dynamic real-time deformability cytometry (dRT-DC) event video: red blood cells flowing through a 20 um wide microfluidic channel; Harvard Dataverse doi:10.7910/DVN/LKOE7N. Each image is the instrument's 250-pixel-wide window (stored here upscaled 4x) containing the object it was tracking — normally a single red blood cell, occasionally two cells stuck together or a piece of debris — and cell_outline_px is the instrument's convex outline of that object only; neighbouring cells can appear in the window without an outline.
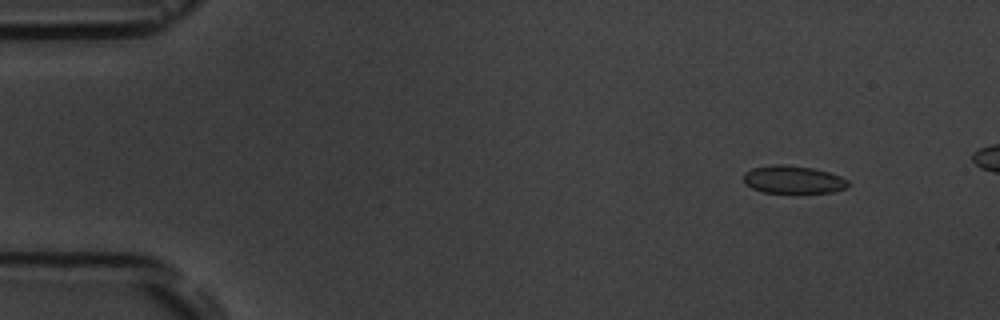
{"species": "common noctule bat (a hibernating species)", "species_latin": "Nyctalus noctula", "temperature_condition": "room temperature", "stored_images_in_passage": 4, "camera_frame_rate_fps": 3000, "um_per_image_px": 0.085, "animal": {"sex": "male", "body_mass_g": 19.5, "forearm_length_mm": 54.6}, "frame": {"image": 1, "passage_image": 1, "time_ms": 0.0, "image_size_px": [1000, 320], "cell_outline_px": [[848, 184], [844, 188], [832, 192], [764, 192], [752, 188], [744, 184], [744, 172], [752, 168], [772, 164], [780, 164], [812, 168], [828, 172], [840, 176], [848, 180]], "centroid_in_image_um": [67.37, 15.25], "position_along_channel_um": 17.6, "area_um2": 16.7}}